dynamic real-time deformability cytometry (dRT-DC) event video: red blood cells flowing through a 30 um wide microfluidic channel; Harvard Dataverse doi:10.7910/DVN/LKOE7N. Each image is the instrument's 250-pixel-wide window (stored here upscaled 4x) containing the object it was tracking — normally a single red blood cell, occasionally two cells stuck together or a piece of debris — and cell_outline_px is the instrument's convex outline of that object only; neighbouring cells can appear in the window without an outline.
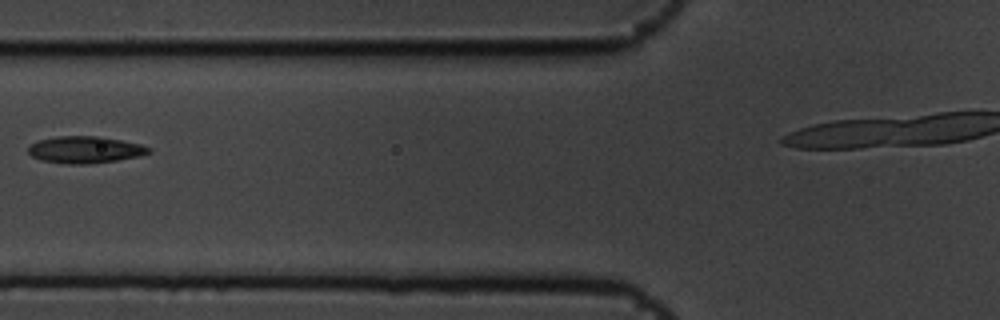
{"species": "common noctule bat (a hibernating species)", "species_latin": "Nyctalus noctula", "temperature_condition": "cold", "stored_images_in_passage": 3, "camera_frame_rate_fps": 3000, "um_per_image_px": 0.085, "animal": {"sex": "male", "body_mass_g": 19.5, "forearm_length_mm": 54.6}, "frame": {"image": 1, "passage_image": 2, "time_ms": 0.333, "image_size_px": [1000, 320], "cell_outline_px": [[152, 152], [140, 156], [116, 160], [88, 164], [68, 164], [40, 160], [32, 156], [28, 152], [28, 148], [36, 140], [56, 136], [100, 136], [140, 144], [152, 148]], "centroid_in_image_um": [7.23, 12.72], "position_along_channel_um": 118.6, "area_um2": 18.96}}
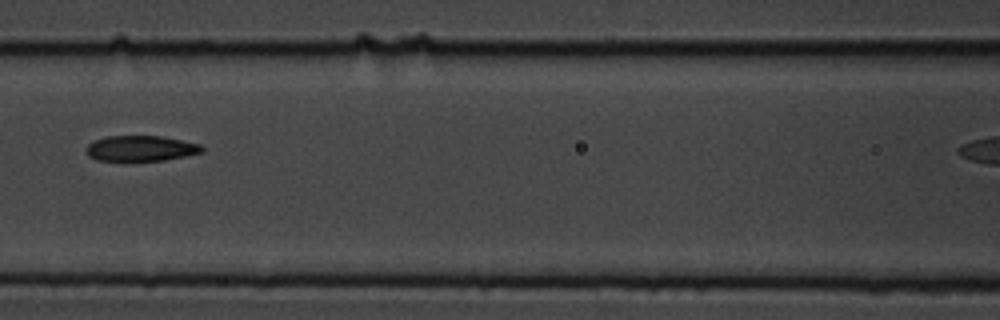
{"frame": {"image": 2, "passage_image": 3, "time_ms": 0.667, "image_size_px": [1000, 320], "cell_outline_px": [[204, 152], [164, 160], [96, 160], [88, 156], [84, 152], [84, 148], [88, 144], [104, 136], [160, 136], [200, 144], [204, 148]], "centroid_in_image_um": [11.93, 12.61], "position_along_channel_um": 154.7, "area_um2": 17.17}}